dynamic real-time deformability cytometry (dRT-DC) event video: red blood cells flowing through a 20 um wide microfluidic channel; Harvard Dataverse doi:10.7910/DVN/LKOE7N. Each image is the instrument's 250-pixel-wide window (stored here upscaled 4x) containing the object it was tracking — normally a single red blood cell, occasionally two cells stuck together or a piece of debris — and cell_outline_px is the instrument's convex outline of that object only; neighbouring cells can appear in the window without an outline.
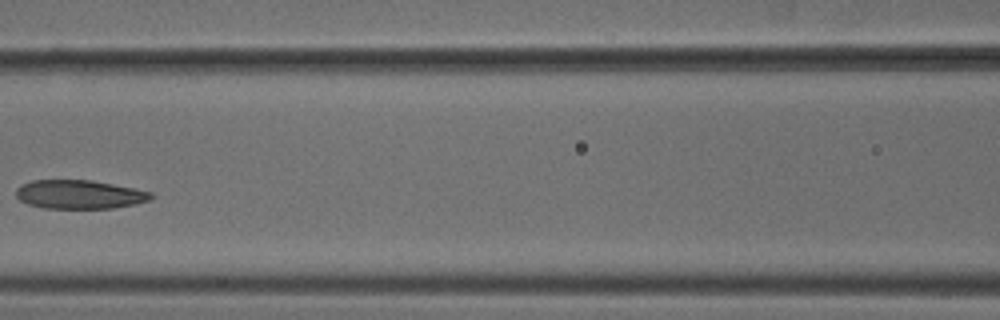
{"species": "common noctule bat (a hibernating species)", "species_latin": "Nyctalus noctula", "temperature_condition": "cold", "stored_images_in_passage": 6, "camera_frame_rate_fps": 3000, "um_per_image_px": 0.085, "animal": {"sex": "male", "body_mass_g": 18.8}, "frame": {"image": 1, "passage_image": 5, "time_ms": 1.333, "image_size_px": [1000, 320], "cell_outline_px": [[152, 196], [148, 200], [136, 204], [112, 208], [44, 208], [28, 204], [20, 200], [16, 196], [16, 188], [20, 184], [32, 180], [92, 180], [152, 192]], "centroid_in_image_um": [6.7, 16.52], "position_along_channel_um": 159.9, "area_um2": 22.54}}
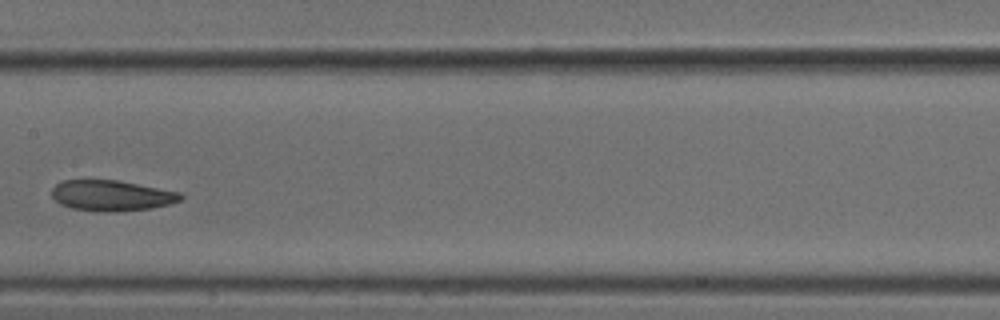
{"frame": {"image": 2, "passage_image": 6, "time_ms": 1.667, "image_size_px": [1000, 320], "cell_outline_px": [[184, 196], [180, 200], [168, 204], [152, 208], [120, 212], [112, 212], [72, 208], [60, 204], [52, 196], [52, 188], [56, 184], [64, 180], [120, 180], [180, 192]], "centroid_in_image_um": [9.5, 16.62], "position_along_channel_um": 197.9, "area_um2": 23.0}}